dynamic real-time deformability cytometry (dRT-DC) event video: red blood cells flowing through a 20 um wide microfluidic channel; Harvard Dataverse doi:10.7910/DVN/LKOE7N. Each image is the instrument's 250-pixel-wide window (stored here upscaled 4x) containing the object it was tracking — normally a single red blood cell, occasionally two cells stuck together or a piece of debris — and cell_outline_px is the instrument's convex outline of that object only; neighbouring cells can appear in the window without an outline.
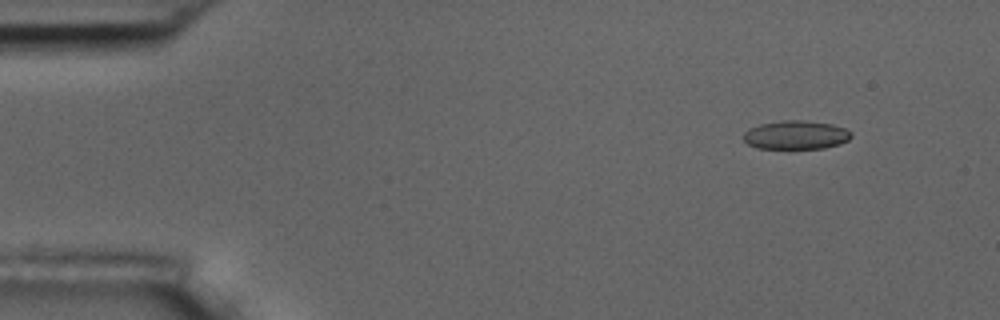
{"species": "common noctule bat (a hibernating species)", "species_latin": "Nyctalus noctula", "temperature_condition": "room temperature", "stored_images_in_passage": 4, "camera_frame_rate_fps": 3000, "um_per_image_px": 0.085, "animal": {"sex": "male", "body_mass_g": 17.5, "forearm_length_mm": 52.3}, "frame": {"image": 1, "passage_image": 1, "time_ms": 0.0, "image_size_px": [1000, 320], "cell_outline_px": [[852, 136], [848, 140], [840, 144], [824, 148], [756, 148], [748, 144], [744, 140], [744, 132], [748, 128], [760, 124], [780, 120], [808, 120], [832, 124], [844, 128], [852, 132]], "centroid_in_image_um": [67.66, 11.46], "position_along_channel_um": 17.3, "area_um2": 18.15}}
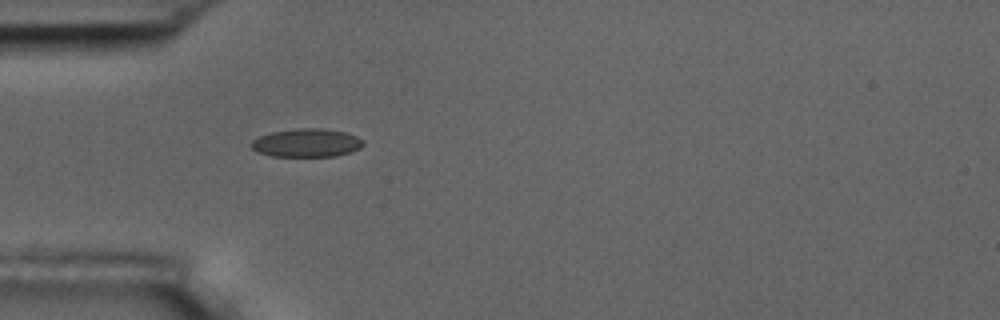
{"frame": {"image": 2, "passage_image": 4, "time_ms": 3.667, "image_size_px": [1000, 320], "cell_outline_px": [[364, 144], [360, 148], [352, 152], [336, 156], [272, 156], [256, 152], [248, 144], [252, 140], [268, 132], [300, 128], [320, 128], [344, 132], [356, 136], [364, 140]], "centroid_in_image_um": [26.04, 12.14], "position_along_channel_um": 59.0, "area_um2": 18.67}}